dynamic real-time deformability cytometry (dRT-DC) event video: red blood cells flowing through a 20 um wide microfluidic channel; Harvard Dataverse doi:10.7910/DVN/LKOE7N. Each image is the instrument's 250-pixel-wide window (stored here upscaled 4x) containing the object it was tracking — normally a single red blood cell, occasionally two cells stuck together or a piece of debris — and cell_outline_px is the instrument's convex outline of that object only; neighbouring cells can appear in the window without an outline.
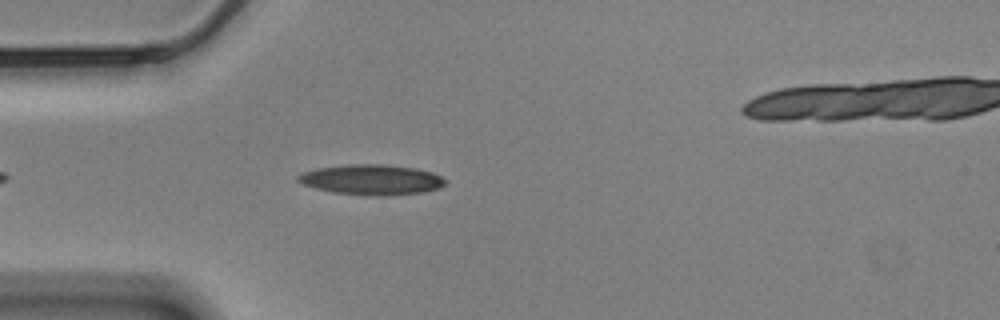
{"species": "Egyptian fruit bat (a non-hibernating species)", "species_latin": "Rousettus aegyptiacus", "temperature_condition": "cold", "stored_images_in_passage": 31, "camera_frame_rate_fps": 3000, "um_per_image_px": 0.085, "animal": {"sex": "male"}, "frame": {"image": 1, "passage_image": 6, "time_ms": 1.667, "image_size_px": [1000, 320], "cell_outline_px": [[444, 184], [440, 188], [424, 192], [384, 196], [368, 196], [332, 192], [316, 188], [304, 184], [296, 180], [296, 176], [304, 172], [316, 168], [344, 164], [384, 164], [412, 168], [432, 172], [440, 176], [444, 180]], "centroid_in_image_um": [31.55, 15.27], "position_along_channel_um": 53.4, "area_um2": 26.01}}
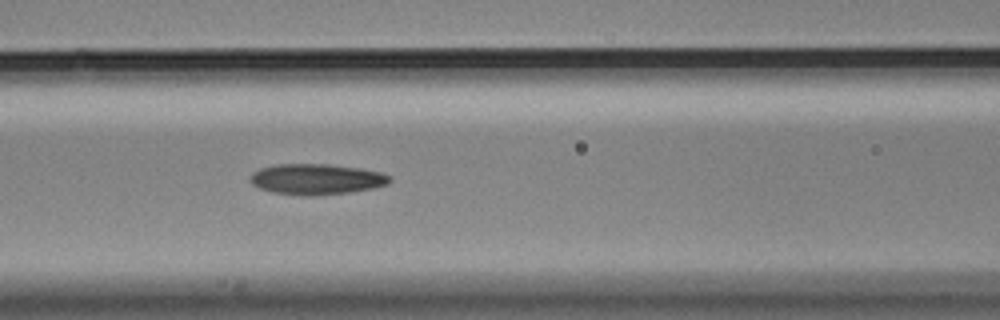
{"frame": {"image": 2, "passage_image": 14, "time_ms": 4.333, "image_size_px": [1000, 320], "cell_outline_px": [[392, 180], [388, 184], [372, 188], [348, 192], [308, 196], [300, 196], [272, 192], [260, 188], [252, 184], [252, 172], [260, 168], [276, 164], [328, 164], [360, 168], [384, 172], [392, 176]], "centroid_in_image_um": [26.94, 15.22], "position_along_channel_um": 139.7, "area_um2": 25.03}}
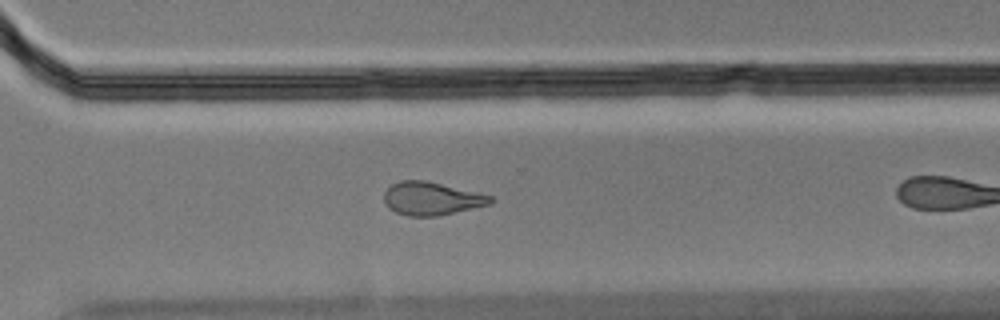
{"frame": {"image": 3, "passage_image": 27, "time_ms": 8.667, "image_size_px": [1000, 320], "cell_outline_px": [[496, 200], [492, 204], [436, 216], [408, 216], [396, 212], [388, 208], [384, 200], [384, 192], [392, 184], [400, 180], [424, 180], [492, 196]], "centroid_in_image_um": [36.67, 16.88], "position_along_channel_um": 333.9, "area_um2": 20.4}}